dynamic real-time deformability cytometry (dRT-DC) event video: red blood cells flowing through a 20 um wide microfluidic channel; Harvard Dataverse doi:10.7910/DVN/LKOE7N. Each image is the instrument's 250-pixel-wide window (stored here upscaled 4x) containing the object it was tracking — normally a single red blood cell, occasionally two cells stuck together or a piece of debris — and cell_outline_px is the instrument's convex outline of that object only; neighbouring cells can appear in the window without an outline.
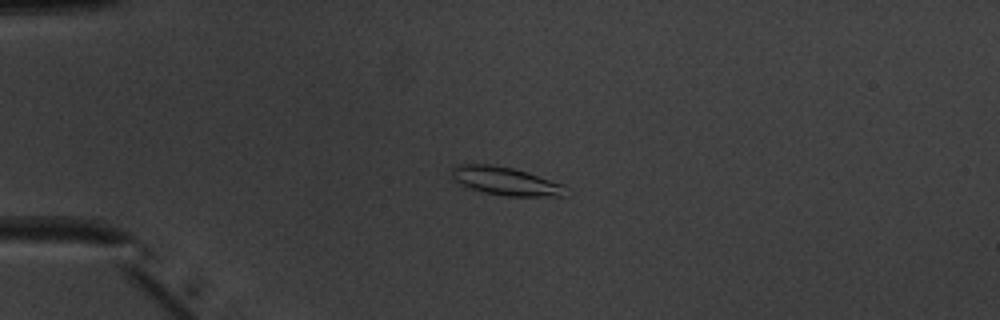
{"species": "common noctule bat (a hibernating species)", "species_latin": "Nyctalus noctula", "temperature_condition": "warm", "stored_images_in_passage": 52, "camera_frame_rate_fps": 3000, "um_per_image_px": 0.085, "animal": {"sex": "male", "body_mass_g": 20.1, "forearm_length_mm": 53.5}, "frame": {"image": 1, "passage_image": 14, "time_ms": 4.333, "image_size_px": [1000, 320], "cell_outline_px": [[564, 196], [508, 196], [484, 192], [460, 184], [452, 180], [452, 168], [456, 164], [488, 164], [512, 168], [528, 172], [564, 184]], "centroid_in_image_um": [42.94, 15.38], "position_along_channel_um": 42.1, "area_um2": 18.61}}
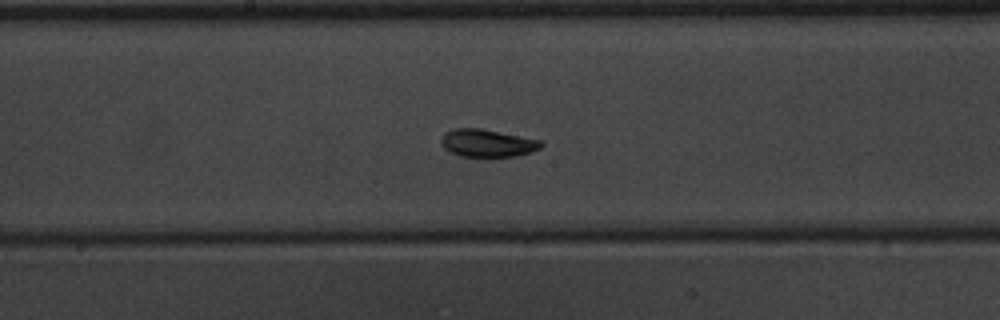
{"frame": {"image": 2, "passage_image": 29, "time_ms": 9.333, "image_size_px": [1000, 320], "cell_outline_px": [[544, 144], [540, 148], [516, 156], [460, 156], [444, 148], [440, 144], [440, 136], [444, 132], [452, 128], [480, 128], [540, 140]], "centroid_in_image_um": [41.36, 12.14], "position_along_channel_um": 206.8, "area_um2": 16.01}}
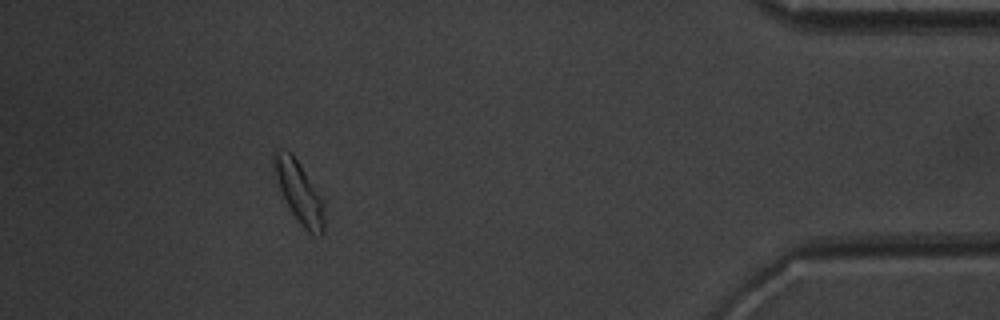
{"frame": {"image": 3, "passage_image": 48, "time_ms": 15.667, "image_size_px": [1000, 320], "cell_outline_px": [[324, 232], [320, 236], [308, 232], [304, 228], [292, 212], [280, 188], [272, 168], [272, 156], [280, 148], [288, 152], [296, 160], [324, 200]], "centroid_in_image_um": [25.44, 16.35], "position_along_channel_um": 409.8, "area_um2": 17.51}, "authors_computed_cell_mechanics": {"area_um2": 16.8776, "velocity_mm_per_s": 3.9642, "shape_relaxation_time_tau1_ms": 2.3996, "shape_relaxation_time_tau2_ms": 9.0836, "deformation_change_tau1": 0.09, "deformation_change_tau2": 0.1221}}